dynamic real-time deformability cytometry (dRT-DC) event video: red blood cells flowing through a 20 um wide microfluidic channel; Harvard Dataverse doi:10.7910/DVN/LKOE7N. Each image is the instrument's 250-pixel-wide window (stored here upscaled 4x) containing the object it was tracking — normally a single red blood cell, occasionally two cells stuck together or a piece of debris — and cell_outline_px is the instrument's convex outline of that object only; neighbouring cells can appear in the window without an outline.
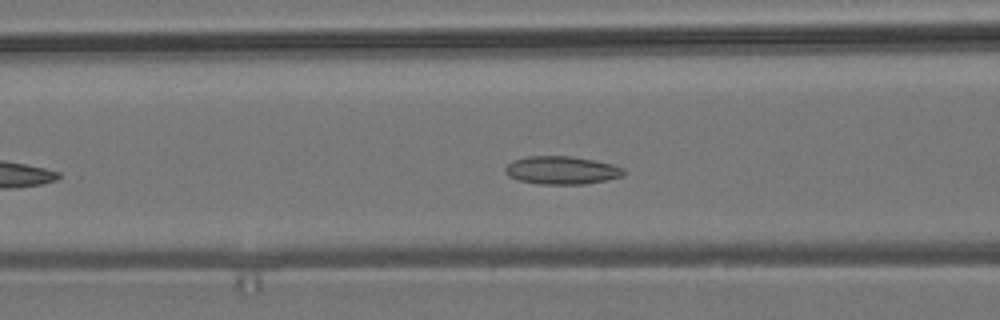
{"species": "common noctule bat (a hibernating species)", "species_latin": "Nyctalus noctula", "temperature_condition": "room temperature", "stored_images_in_passage": 38, "camera_frame_rate_fps": 3000, "um_per_image_px": 0.085, "animal": {"sex": "male", "body_mass_g": 19.2, "forearm_length_mm": 51.8}, "frame": {"image": 1, "passage_image": 12, "time_ms": 3.667, "image_size_px": [1000, 320], "cell_outline_px": [[624, 172], [620, 176], [604, 180], [584, 184], [540, 184], [516, 180], [508, 176], [504, 172], [504, 168], [512, 160], [528, 156], [568, 156], [592, 160], [612, 164], [624, 168]], "centroid_in_image_um": [47.66, 14.47], "position_along_channel_um": 118.9, "area_um2": 19.25}}
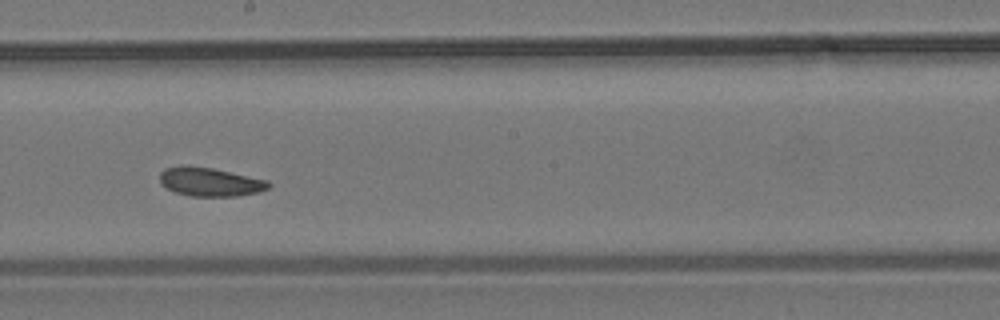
{"frame": {"image": 2, "passage_image": 21, "time_ms": 6.667, "image_size_px": [1000, 320], "cell_outline_px": [[272, 184], [268, 188], [260, 192], [236, 196], [192, 196], [176, 192], [160, 184], [160, 172], [164, 168], [180, 164], [188, 164], [212, 168], [268, 180]], "centroid_in_image_um": [17.83, 15.44], "position_along_channel_um": 230.4, "area_um2": 18.44}}
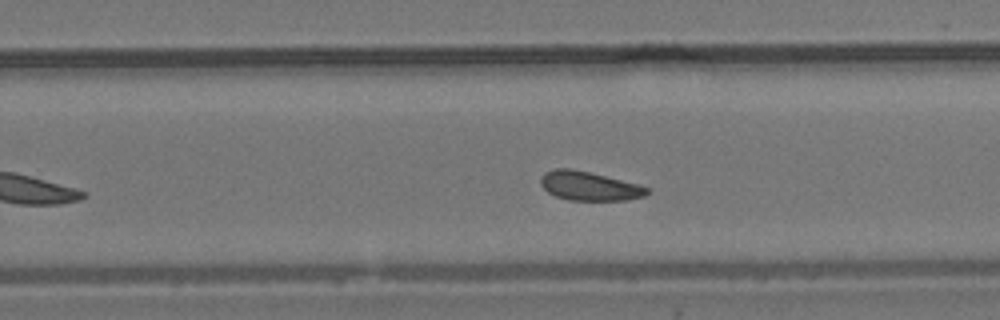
{"frame": {"image": 3, "passage_image": 25, "time_ms": 8.0, "image_size_px": [1000, 320], "cell_outline_px": [[652, 192], [644, 196], [628, 200], [568, 200], [556, 196], [548, 192], [540, 184], [540, 176], [544, 172], [552, 168], [572, 168], [640, 184], [652, 188]], "centroid_in_image_um": [50.12, 15.8], "position_along_channel_um": 279.7, "area_um2": 18.32}, "authors_computed_cell_mechanics": {"area_um2": 18.6116, "velocity_mm_per_s": 3.7161, "shape_relaxation_time_tau1_ms": null, "shape_relaxation_time_tau2_ms": 6.0416, "deformation_change_tau1": null, "deformation_change_tau2": 0.1107}}